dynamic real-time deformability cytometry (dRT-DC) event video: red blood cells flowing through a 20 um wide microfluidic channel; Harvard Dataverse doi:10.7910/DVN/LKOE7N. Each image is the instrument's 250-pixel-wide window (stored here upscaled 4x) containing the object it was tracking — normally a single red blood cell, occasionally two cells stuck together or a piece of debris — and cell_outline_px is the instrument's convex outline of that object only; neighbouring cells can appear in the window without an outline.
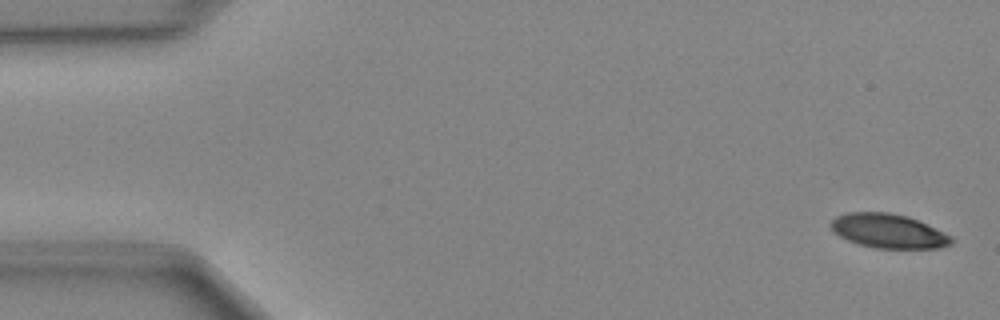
{"species": "Egyptian fruit bat (a non-hibernating species)", "species_latin": "Rousettus aegyptiacus", "temperature_condition": "cold", "stored_images_in_passage": 50, "camera_frame_rate_fps": 3000, "um_per_image_px": 0.085, "animal": {"sex": "female"}, "frame": {"image": 1, "passage_image": 2, "time_ms": 0.333, "image_size_px": [1000, 320], "cell_outline_px": [[956, 240], [952, 244], [940, 248], [876, 248], [860, 244], [848, 240], [840, 236], [828, 224], [836, 216], [848, 212], [888, 212], [908, 216], [944, 232], [952, 236]], "centroid_in_image_um": [75.55, 19.63], "position_along_channel_um": 9.5, "area_um2": 23.99}}
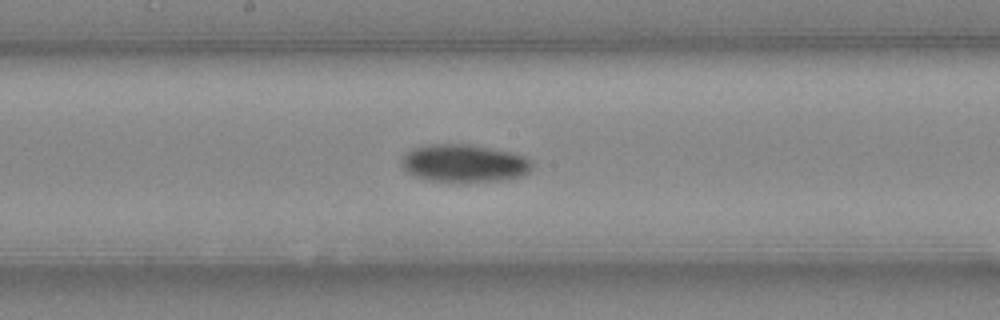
{"frame": {"image": 2, "passage_image": 26, "time_ms": 8.333, "image_size_px": [1000, 320], "cell_outline_px": [[532, 168], [524, 176], [508, 180], [456, 184], [428, 180], [412, 176], [404, 172], [400, 164], [400, 160], [412, 148], [432, 144], [468, 144], [508, 152], [524, 156], [532, 160]], "centroid_in_image_um": [39.42, 13.93], "position_along_channel_um": 208.8, "area_um2": 29.59}}
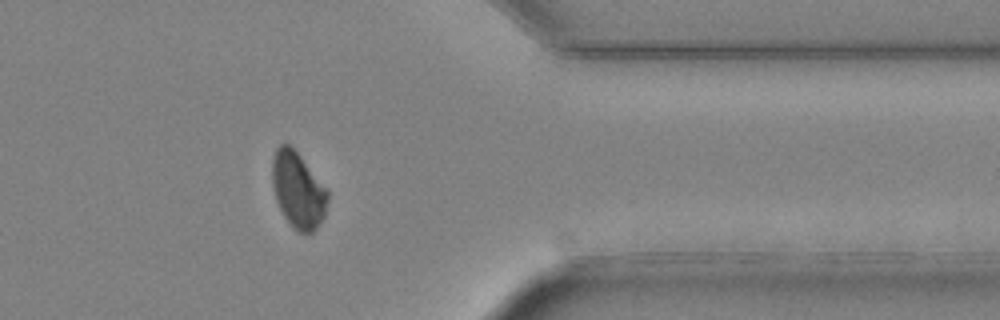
{"frame": {"image": 3, "passage_image": 40, "time_ms": 13.0, "image_size_px": [1000, 320], "cell_outline_px": [[328, 200], [324, 216], [320, 224], [312, 232], [300, 232], [284, 216], [276, 200], [272, 184], [272, 156], [276, 148], [280, 144], [288, 144], [300, 156], [328, 192]], "centroid_in_image_um": [25.31, 16.14], "position_along_channel_um": 386.1, "area_um2": 23.99}}